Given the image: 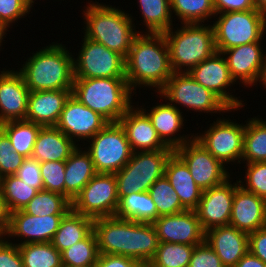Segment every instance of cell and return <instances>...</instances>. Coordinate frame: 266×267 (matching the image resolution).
I'll use <instances>...</instances> for the list:
<instances>
[{"label":"cell","instance_id":"obj_4","mask_svg":"<svg viewBox=\"0 0 266 267\" xmlns=\"http://www.w3.org/2000/svg\"><path fill=\"white\" fill-rule=\"evenodd\" d=\"M58 41L51 42L28 56L17 68L30 92L72 90L74 66L71 47Z\"/></svg>","mask_w":266,"mask_h":267},{"label":"cell","instance_id":"obj_1","mask_svg":"<svg viewBox=\"0 0 266 267\" xmlns=\"http://www.w3.org/2000/svg\"><path fill=\"white\" fill-rule=\"evenodd\" d=\"M93 232L99 254L130 257L144 266L154 257L159 245L157 231L150 222L108 216L93 221Z\"/></svg>","mask_w":266,"mask_h":267},{"label":"cell","instance_id":"obj_29","mask_svg":"<svg viewBox=\"0 0 266 267\" xmlns=\"http://www.w3.org/2000/svg\"><path fill=\"white\" fill-rule=\"evenodd\" d=\"M77 145L56 126L41 127L32 157L41 162H65Z\"/></svg>","mask_w":266,"mask_h":267},{"label":"cell","instance_id":"obj_9","mask_svg":"<svg viewBox=\"0 0 266 267\" xmlns=\"http://www.w3.org/2000/svg\"><path fill=\"white\" fill-rule=\"evenodd\" d=\"M174 149L133 152L128 163L114 173L117 181L119 200L133 192L149 191L157 179L165 175L168 159Z\"/></svg>","mask_w":266,"mask_h":267},{"label":"cell","instance_id":"obj_3","mask_svg":"<svg viewBox=\"0 0 266 267\" xmlns=\"http://www.w3.org/2000/svg\"><path fill=\"white\" fill-rule=\"evenodd\" d=\"M101 3L91 0L84 6L82 32L85 37L126 58L133 39L142 31H137L135 18L127 11L119 6Z\"/></svg>","mask_w":266,"mask_h":267},{"label":"cell","instance_id":"obj_15","mask_svg":"<svg viewBox=\"0 0 266 267\" xmlns=\"http://www.w3.org/2000/svg\"><path fill=\"white\" fill-rule=\"evenodd\" d=\"M174 152L188 166L192 178L202 191L218 186L231 177L229 168L194 137Z\"/></svg>","mask_w":266,"mask_h":267},{"label":"cell","instance_id":"obj_46","mask_svg":"<svg viewBox=\"0 0 266 267\" xmlns=\"http://www.w3.org/2000/svg\"><path fill=\"white\" fill-rule=\"evenodd\" d=\"M14 175L21 179L22 182L30 185V187H33L38 191L44 190L40 162L32 156L24 158L21 167Z\"/></svg>","mask_w":266,"mask_h":267},{"label":"cell","instance_id":"obj_45","mask_svg":"<svg viewBox=\"0 0 266 267\" xmlns=\"http://www.w3.org/2000/svg\"><path fill=\"white\" fill-rule=\"evenodd\" d=\"M33 8L26 0H0V21L7 29L25 19Z\"/></svg>","mask_w":266,"mask_h":267},{"label":"cell","instance_id":"obj_27","mask_svg":"<svg viewBox=\"0 0 266 267\" xmlns=\"http://www.w3.org/2000/svg\"><path fill=\"white\" fill-rule=\"evenodd\" d=\"M165 177L179 196L181 205L186 210H195L203 191L195 183L188 166L175 152L167 161Z\"/></svg>","mask_w":266,"mask_h":267},{"label":"cell","instance_id":"obj_52","mask_svg":"<svg viewBox=\"0 0 266 267\" xmlns=\"http://www.w3.org/2000/svg\"><path fill=\"white\" fill-rule=\"evenodd\" d=\"M234 267H266V264L248 251Z\"/></svg>","mask_w":266,"mask_h":267},{"label":"cell","instance_id":"obj_23","mask_svg":"<svg viewBox=\"0 0 266 267\" xmlns=\"http://www.w3.org/2000/svg\"><path fill=\"white\" fill-rule=\"evenodd\" d=\"M132 105L120 118L133 152L157 151L167 146L159 138L147 113L137 104Z\"/></svg>","mask_w":266,"mask_h":267},{"label":"cell","instance_id":"obj_40","mask_svg":"<svg viewBox=\"0 0 266 267\" xmlns=\"http://www.w3.org/2000/svg\"><path fill=\"white\" fill-rule=\"evenodd\" d=\"M62 264L74 267H95L99 250L93 230L81 241H78L61 253Z\"/></svg>","mask_w":266,"mask_h":267},{"label":"cell","instance_id":"obj_50","mask_svg":"<svg viewBox=\"0 0 266 267\" xmlns=\"http://www.w3.org/2000/svg\"><path fill=\"white\" fill-rule=\"evenodd\" d=\"M216 14L256 9L254 0H213Z\"/></svg>","mask_w":266,"mask_h":267},{"label":"cell","instance_id":"obj_44","mask_svg":"<svg viewBox=\"0 0 266 267\" xmlns=\"http://www.w3.org/2000/svg\"><path fill=\"white\" fill-rule=\"evenodd\" d=\"M24 158L15 151L8 136L0 129V178L14 175L21 167Z\"/></svg>","mask_w":266,"mask_h":267},{"label":"cell","instance_id":"obj_26","mask_svg":"<svg viewBox=\"0 0 266 267\" xmlns=\"http://www.w3.org/2000/svg\"><path fill=\"white\" fill-rule=\"evenodd\" d=\"M72 90L30 92L26 120L42 127L56 126Z\"/></svg>","mask_w":266,"mask_h":267},{"label":"cell","instance_id":"obj_47","mask_svg":"<svg viewBox=\"0 0 266 267\" xmlns=\"http://www.w3.org/2000/svg\"><path fill=\"white\" fill-rule=\"evenodd\" d=\"M188 267H225L215 251L204 241L196 245Z\"/></svg>","mask_w":266,"mask_h":267},{"label":"cell","instance_id":"obj_20","mask_svg":"<svg viewBox=\"0 0 266 267\" xmlns=\"http://www.w3.org/2000/svg\"><path fill=\"white\" fill-rule=\"evenodd\" d=\"M263 42L243 44L224 50L229 72L233 80L240 86L255 88L261 67L266 57Z\"/></svg>","mask_w":266,"mask_h":267},{"label":"cell","instance_id":"obj_8","mask_svg":"<svg viewBox=\"0 0 266 267\" xmlns=\"http://www.w3.org/2000/svg\"><path fill=\"white\" fill-rule=\"evenodd\" d=\"M213 19L217 52L266 40V14L257 9L215 14Z\"/></svg>","mask_w":266,"mask_h":267},{"label":"cell","instance_id":"obj_41","mask_svg":"<svg viewBox=\"0 0 266 267\" xmlns=\"http://www.w3.org/2000/svg\"><path fill=\"white\" fill-rule=\"evenodd\" d=\"M149 194L157 208V218L186 210L180 202L179 196L165 175L156 180L149 188Z\"/></svg>","mask_w":266,"mask_h":267},{"label":"cell","instance_id":"obj_13","mask_svg":"<svg viewBox=\"0 0 266 267\" xmlns=\"http://www.w3.org/2000/svg\"><path fill=\"white\" fill-rule=\"evenodd\" d=\"M119 205L114 173H97L71 202V209L93 220L115 216Z\"/></svg>","mask_w":266,"mask_h":267},{"label":"cell","instance_id":"obj_18","mask_svg":"<svg viewBox=\"0 0 266 267\" xmlns=\"http://www.w3.org/2000/svg\"><path fill=\"white\" fill-rule=\"evenodd\" d=\"M228 178L224 183L204 190L195 209L203 230L229 225L235 189L239 182ZM233 182V183H232Z\"/></svg>","mask_w":266,"mask_h":267},{"label":"cell","instance_id":"obj_35","mask_svg":"<svg viewBox=\"0 0 266 267\" xmlns=\"http://www.w3.org/2000/svg\"><path fill=\"white\" fill-rule=\"evenodd\" d=\"M170 7L180 24L211 23L216 14L213 0H170Z\"/></svg>","mask_w":266,"mask_h":267},{"label":"cell","instance_id":"obj_10","mask_svg":"<svg viewBox=\"0 0 266 267\" xmlns=\"http://www.w3.org/2000/svg\"><path fill=\"white\" fill-rule=\"evenodd\" d=\"M85 145L97 173L118 172L133 154L125 130L119 122L108 123Z\"/></svg>","mask_w":266,"mask_h":267},{"label":"cell","instance_id":"obj_51","mask_svg":"<svg viewBox=\"0 0 266 267\" xmlns=\"http://www.w3.org/2000/svg\"><path fill=\"white\" fill-rule=\"evenodd\" d=\"M249 251L266 264V226L248 234Z\"/></svg>","mask_w":266,"mask_h":267},{"label":"cell","instance_id":"obj_22","mask_svg":"<svg viewBox=\"0 0 266 267\" xmlns=\"http://www.w3.org/2000/svg\"><path fill=\"white\" fill-rule=\"evenodd\" d=\"M0 71V124L11 120H26L30 91L18 70Z\"/></svg>","mask_w":266,"mask_h":267},{"label":"cell","instance_id":"obj_57","mask_svg":"<svg viewBox=\"0 0 266 267\" xmlns=\"http://www.w3.org/2000/svg\"><path fill=\"white\" fill-rule=\"evenodd\" d=\"M27 2H28V4L31 6V7H33L34 8V3L35 4H37L36 3V0H26ZM59 1V0H58ZM62 1V0H61ZM64 1V0H63Z\"/></svg>","mask_w":266,"mask_h":267},{"label":"cell","instance_id":"obj_38","mask_svg":"<svg viewBox=\"0 0 266 267\" xmlns=\"http://www.w3.org/2000/svg\"><path fill=\"white\" fill-rule=\"evenodd\" d=\"M24 267H61V253L51 242L19 245Z\"/></svg>","mask_w":266,"mask_h":267},{"label":"cell","instance_id":"obj_49","mask_svg":"<svg viewBox=\"0 0 266 267\" xmlns=\"http://www.w3.org/2000/svg\"><path fill=\"white\" fill-rule=\"evenodd\" d=\"M95 267H146L140 261L121 255L99 254Z\"/></svg>","mask_w":266,"mask_h":267},{"label":"cell","instance_id":"obj_42","mask_svg":"<svg viewBox=\"0 0 266 267\" xmlns=\"http://www.w3.org/2000/svg\"><path fill=\"white\" fill-rule=\"evenodd\" d=\"M243 166L245 174H243L244 177L241 174L240 178H237L239 185L244 190L266 200V162L247 163Z\"/></svg>","mask_w":266,"mask_h":267},{"label":"cell","instance_id":"obj_14","mask_svg":"<svg viewBox=\"0 0 266 267\" xmlns=\"http://www.w3.org/2000/svg\"><path fill=\"white\" fill-rule=\"evenodd\" d=\"M188 73L197 83L216 94L230 109L237 111L236 113L247 105L240 96L234 95L238 89H232L236 83L230 75L226 58L222 53L216 52Z\"/></svg>","mask_w":266,"mask_h":267},{"label":"cell","instance_id":"obj_25","mask_svg":"<svg viewBox=\"0 0 266 267\" xmlns=\"http://www.w3.org/2000/svg\"><path fill=\"white\" fill-rule=\"evenodd\" d=\"M205 241L215 251L225 267H234L249 251L248 234L231 225L207 230Z\"/></svg>","mask_w":266,"mask_h":267},{"label":"cell","instance_id":"obj_12","mask_svg":"<svg viewBox=\"0 0 266 267\" xmlns=\"http://www.w3.org/2000/svg\"><path fill=\"white\" fill-rule=\"evenodd\" d=\"M78 53L73 55L74 78L126 77L125 58L82 35ZM75 56H77L75 58Z\"/></svg>","mask_w":266,"mask_h":267},{"label":"cell","instance_id":"obj_55","mask_svg":"<svg viewBox=\"0 0 266 267\" xmlns=\"http://www.w3.org/2000/svg\"><path fill=\"white\" fill-rule=\"evenodd\" d=\"M8 32H10L6 27L5 25L0 21V51H3L2 48L3 46V43H6L4 42Z\"/></svg>","mask_w":266,"mask_h":267},{"label":"cell","instance_id":"obj_16","mask_svg":"<svg viewBox=\"0 0 266 267\" xmlns=\"http://www.w3.org/2000/svg\"><path fill=\"white\" fill-rule=\"evenodd\" d=\"M63 216H34L18 210L9 213L8 225L3 236L18 246L28 243L51 242Z\"/></svg>","mask_w":266,"mask_h":267},{"label":"cell","instance_id":"obj_19","mask_svg":"<svg viewBox=\"0 0 266 267\" xmlns=\"http://www.w3.org/2000/svg\"><path fill=\"white\" fill-rule=\"evenodd\" d=\"M153 225L159 242L199 245L205 241L203 230L195 210L159 216Z\"/></svg>","mask_w":266,"mask_h":267},{"label":"cell","instance_id":"obj_36","mask_svg":"<svg viewBox=\"0 0 266 267\" xmlns=\"http://www.w3.org/2000/svg\"><path fill=\"white\" fill-rule=\"evenodd\" d=\"M0 192L9 213L22 210L39 192L15 175L0 178Z\"/></svg>","mask_w":266,"mask_h":267},{"label":"cell","instance_id":"obj_48","mask_svg":"<svg viewBox=\"0 0 266 267\" xmlns=\"http://www.w3.org/2000/svg\"><path fill=\"white\" fill-rule=\"evenodd\" d=\"M0 267H24L17 244L0 236Z\"/></svg>","mask_w":266,"mask_h":267},{"label":"cell","instance_id":"obj_32","mask_svg":"<svg viewBox=\"0 0 266 267\" xmlns=\"http://www.w3.org/2000/svg\"><path fill=\"white\" fill-rule=\"evenodd\" d=\"M115 216L136 222L153 223L157 219V208L148 191L133 192L119 200Z\"/></svg>","mask_w":266,"mask_h":267},{"label":"cell","instance_id":"obj_37","mask_svg":"<svg viewBox=\"0 0 266 267\" xmlns=\"http://www.w3.org/2000/svg\"><path fill=\"white\" fill-rule=\"evenodd\" d=\"M71 209V202L62 194L40 190L22 209L34 216L65 215Z\"/></svg>","mask_w":266,"mask_h":267},{"label":"cell","instance_id":"obj_31","mask_svg":"<svg viewBox=\"0 0 266 267\" xmlns=\"http://www.w3.org/2000/svg\"><path fill=\"white\" fill-rule=\"evenodd\" d=\"M137 7L141 12V18L145 29L142 33L163 34L173 24L170 0H137Z\"/></svg>","mask_w":266,"mask_h":267},{"label":"cell","instance_id":"obj_54","mask_svg":"<svg viewBox=\"0 0 266 267\" xmlns=\"http://www.w3.org/2000/svg\"><path fill=\"white\" fill-rule=\"evenodd\" d=\"M259 83L260 88L264 87V90H266V57L264 59L263 65L261 67V71L258 77V80L256 82V87L258 86L257 84ZM262 86V87H261Z\"/></svg>","mask_w":266,"mask_h":267},{"label":"cell","instance_id":"obj_33","mask_svg":"<svg viewBox=\"0 0 266 267\" xmlns=\"http://www.w3.org/2000/svg\"><path fill=\"white\" fill-rule=\"evenodd\" d=\"M266 162V119H246L241 163Z\"/></svg>","mask_w":266,"mask_h":267},{"label":"cell","instance_id":"obj_34","mask_svg":"<svg viewBox=\"0 0 266 267\" xmlns=\"http://www.w3.org/2000/svg\"><path fill=\"white\" fill-rule=\"evenodd\" d=\"M42 126L27 120H11L0 124L12 147L23 157H31L37 134Z\"/></svg>","mask_w":266,"mask_h":267},{"label":"cell","instance_id":"obj_17","mask_svg":"<svg viewBox=\"0 0 266 267\" xmlns=\"http://www.w3.org/2000/svg\"><path fill=\"white\" fill-rule=\"evenodd\" d=\"M108 123L103 116L86 107L71 94L56 127L79 146L85 144V141L90 140Z\"/></svg>","mask_w":266,"mask_h":267},{"label":"cell","instance_id":"obj_2","mask_svg":"<svg viewBox=\"0 0 266 267\" xmlns=\"http://www.w3.org/2000/svg\"><path fill=\"white\" fill-rule=\"evenodd\" d=\"M125 74L135 94L147 87L156 94L165 85L173 71L164 34L139 33L133 39L125 58Z\"/></svg>","mask_w":266,"mask_h":267},{"label":"cell","instance_id":"obj_58","mask_svg":"<svg viewBox=\"0 0 266 267\" xmlns=\"http://www.w3.org/2000/svg\"><path fill=\"white\" fill-rule=\"evenodd\" d=\"M61 267H74V266H69V265H61Z\"/></svg>","mask_w":266,"mask_h":267},{"label":"cell","instance_id":"obj_53","mask_svg":"<svg viewBox=\"0 0 266 267\" xmlns=\"http://www.w3.org/2000/svg\"><path fill=\"white\" fill-rule=\"evenodd\" d=\"M8 219H9V212L5 206L4 199L2 198L0 192V236H3L6 231L8 225Z\"/></svg>","mask_w":266,"mask_h":267},{"label":"cell","instance_id":"obj_21","mask_svg":"<svg viewBox=\"0 0 266 267\" xmlns=\"http://www.w3.org/2000/svg\"><path fill=\"white\" fill-rule=\"evenodd\" d=\"M164 102L162 104L158 101L156 105H152V107L147 105L146 108L145 104L142 103L140 107L149 116L161 141L167 147L175 150L190 141L194 137V133L182 135L186 123L185 116L182 114L183 111L168 102L166 103V100Z\"/></svg>","mask_w":266,"mask_h":267},{"label":"cell","instance_id":"obj_24","mask_svg":"<svg viewBox=\"0 0 266 267\" xmlns=\"http://www.w3.org/2000/svg\"><path fill=\"white\" fill-rule=\"evenodd\" d=\"M229 225L247 234L266 226V200L239 185L234 192Z\"/></svg>","mask_w":266,"mask_h":267},{"label":"cell","instance_id":"obj_11","mask_svg":"<svg viewBox=\"0 0 266 267\" xmlns=\"http://www.w3.org/2000/svg\"><path fill=\"white\" fill-rule=\"evenodd\" d=\"M222 115L216 121L207 125V129L201 133H194V138L208 150L216 159L221 161L227 168L241 164L244 144L245 123L231 120L229 115ZM237 164V165H236Z\"/></svg>","mask_w":266,"mask_h":267},{"label":"cell","instance_id":"obj_56","mask_svg":"<svg viewBox=\"0 0 266 267\" xmlns=\"http://www.w3.org/2000/svg\"><path fill=\"white\" fill-rule=\"evenodd\" d=\"M254 4L258 11L266 14V0H254Z\"/></svg>","mask_w":266,"mask_h":267},{"label":"cell","instance_id":"obj_30","mask_svg":"<svg viewBox=\"0 0 266 267\" xmlns=\"http://www.w3.org/2000/svg\"><path fill=\"white\" fill-rule=\"evenodd\" d=\"M93 219L70 209L62 218L58 230L51 241L62 253L78 241L83 240L93 230Z\"/></svg>","mask_w":266,"mask_h":267},{"label":"cell","instance_id":"obj_6","mask_svg":"<svg viewBox=\"0 0 266 267\" xmlns=\"http://www.w3.org/2000/svg\"><path fill=\"white\" fill-rule=\"evenodd\" d=\"M176 25L163 33L173 72H189L217 52L212 23Z\"/></svg>","mask_w":266,"mask_h":267},{"label":"cell","instance_id":"obj_43","mask_svg":"<svg viewBox=\"0 0 266 267\" xmlns=\"http://www.w3.org/2000/svg\"><path fill=\"white\" fill-rule=\"evenodd\" d=\"M44 190L65 196V162L48 161L40 163Z\"/></svg>","mask_w":266,"mask_h":267},{"label":"cell","instance_id":"obj_39","mask_svg":"<svg viewBox=\"0 0 266 267\" xmlns=\"http://www.w3.org/2000/svg\"><path fill=\"white\" fill-rule=\"evenodd\" d=\"M195 245L159 242L146 267H188Z\"/></svg>","mask_w":266,"mask_h":267},{"label":"cell","instance_id":"obj_5","mask_svg":"<svg viewBox=\"0 0 266 267\" xmlns=\"http://www.w3.org/2000/svg\"><path fill=\"white\" fill-rule=\"evenodd\" d=\"M72 95L109 123L119 122L135 104L133 96H137L130 89L126 77L74 78Z\"/></svg>","mask_w":266,"mask_h":267},{"label":"cell","instance_id":"obj_28","mask_svg":"<svg viewBox=\"0 0 266 267\" xmlns=\"http://www.w3.org/2000/svg\"><path fill=\"white\" fill-rule=\"evenodd\" d=\"M96 174L89 152L77 146L65 161V197L72 202Z\"/></svg>","mask_w":266,"mask_h":267},{"label":"cell","instance_id":"obj_7","mask_svg":"<svg viewBox=\"0 0 266 267\" xmlns=\"http://www.w3.org/2000/svg\"><path fill=\"white\" fill-rule=\"evenodd\" d=\"M155 96L163 99L162 102L166 100L180 111L183 106L187 111L210 113L211 116L235 113L216 94L197 83L188 72H173Z\"/></svg>","mask_w":266,"mask_h":267}]
</instances>
